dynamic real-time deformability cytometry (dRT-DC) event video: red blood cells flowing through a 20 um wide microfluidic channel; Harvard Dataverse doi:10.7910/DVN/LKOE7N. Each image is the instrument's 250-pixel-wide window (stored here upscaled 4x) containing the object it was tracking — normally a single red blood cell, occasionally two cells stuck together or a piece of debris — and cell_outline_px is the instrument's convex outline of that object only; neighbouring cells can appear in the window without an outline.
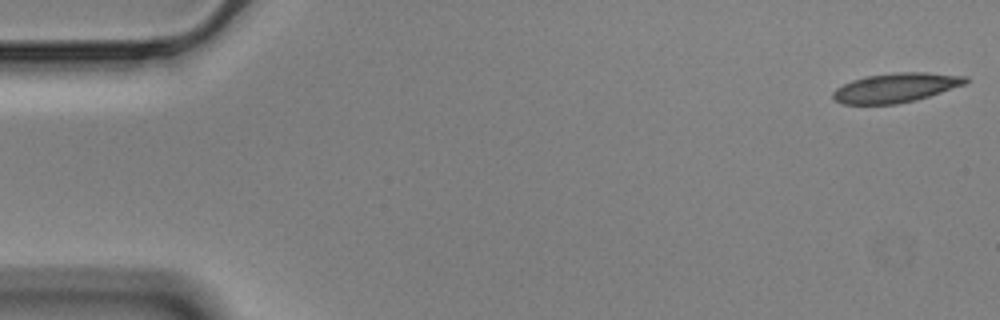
{"species": "Egyptian fruit bat (a non-hibernating species)", "species_latin": "Rousettus aegyptiacus", "temperature_condition": "cold", "stored_images_in_passage": 14, "camera_frame_rate_fps": 3000, "um_per_image_px": 0.085, "animal": {"sex": "male"}, "frame": {"image": 1, "passage_image": 1, "time_ms": 0.0, "image_size_px": [1000, 320], "cell_outline_px": [[968, 80], [964, 84], [916, 100], [896, 104], [844, 104], [836, 100], [832, 96], [832, 92], [836, 88], [852, 80], [868, 76], [896, 72], [928, 72], [968, 76]], "centroid_in_image_um": [76.14, 7.45], "position_along_channel_um": 8.9, "area_um2": 22.48}}